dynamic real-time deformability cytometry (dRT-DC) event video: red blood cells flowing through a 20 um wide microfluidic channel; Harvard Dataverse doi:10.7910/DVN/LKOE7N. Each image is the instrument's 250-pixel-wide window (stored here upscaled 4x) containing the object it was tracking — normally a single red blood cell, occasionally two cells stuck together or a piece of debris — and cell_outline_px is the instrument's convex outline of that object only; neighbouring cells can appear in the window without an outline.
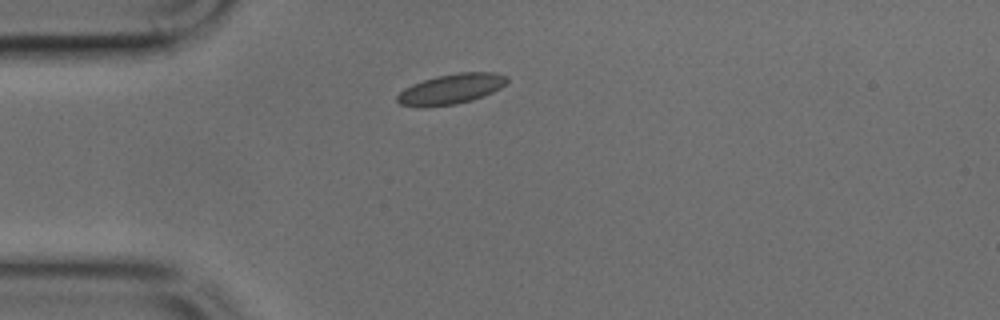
{"species": "common noctule bat (a hibernating species)", "species_latin": "Nyctalus noctula", "temperature_condition": "cold", "stored_images_in_passage": 38, "camera_frame_rate_fps": 3000, "um_per_image_px": 0.085, "animal": {"sex": "male", "body_mass_g": 17.9, "forearm_length_mm": 54.2}, "frame": {"image": 1, "passage_image": 1, "time_ms": 0.0, "image_size_px": [1000, 320], "cell_outline_px": [[508, 80], [500, 88], [492, 92], [472, 100], [456, 104], [424, 108], [400, 104], [396, 100], [396, 96], [404, 88], [412, 84], [436, 76], [456, 72], [496, 72], [508, 76]], "centroid_in_image_um": [38.32, 7.56], "position_along_channel_um": 46.7, "area_um2": 19.48}}
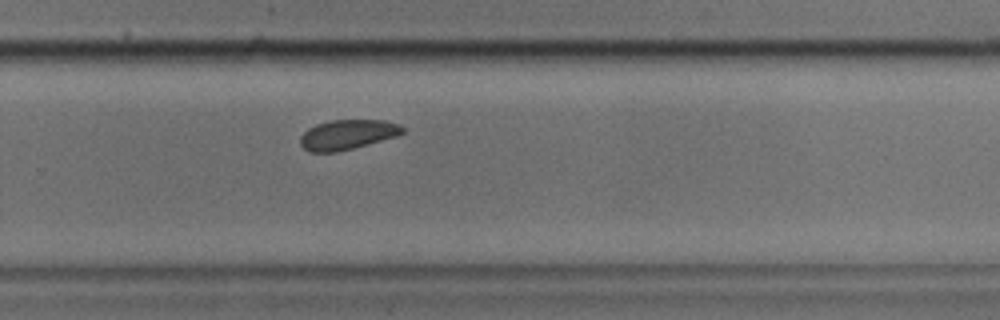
{"frame": {"image": 2, "passage_image": 21, "time_ms": 6.667, "image_size_px": [1000, 320], "cell_outline_px": [[404, 132], [396, 136], [352, 148], [336, 152], [308, 152], [300, 144], [300, 136], [308, 128], [316, 124], [332, 120], [384, 120], [400, 124], [404, 128]], "centroid_in_image_um": [29.51, 11.43], "position_along_channel_um": 300.3, "area_um2": 17.69}}
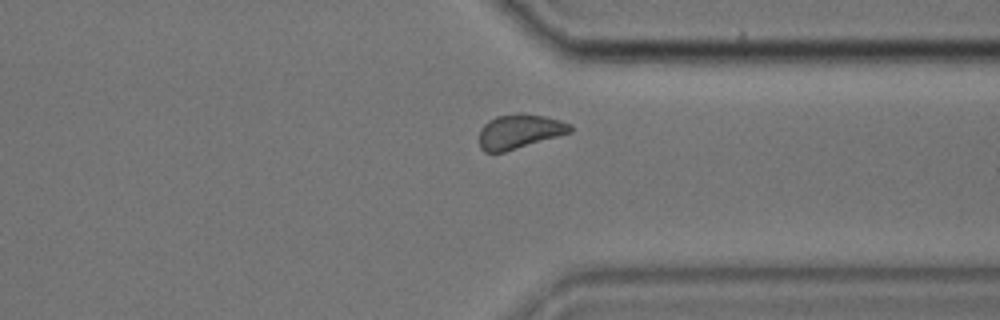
{"frame": {"image": 3, "passage_image": 26, "time_ms": 8.333, "image_size_px": [1000, 320], "cell_outline_px": [[572, 132], [504, 152], [484, 152], [480, 148], [480, 128], [488, 120], [496, 116], [520, 112], [544, 116], [560, 120], [572, 124]], "centroid_in_image_um": [44.15, 11.16], "position_along_channel_um": 367.2, "area_um2": 18.32}}